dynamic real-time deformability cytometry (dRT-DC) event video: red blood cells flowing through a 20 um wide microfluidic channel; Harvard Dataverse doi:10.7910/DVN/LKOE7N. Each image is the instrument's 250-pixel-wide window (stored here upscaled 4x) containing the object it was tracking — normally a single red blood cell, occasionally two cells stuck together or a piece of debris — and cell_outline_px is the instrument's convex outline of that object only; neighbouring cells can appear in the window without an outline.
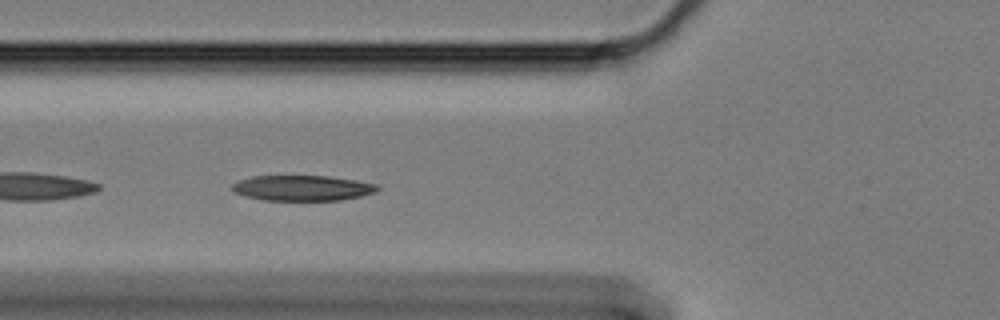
{"species": "Egyptian fruit bat (a non-hibernating species)", "species_latin": "Rousettus aegyptiacus", "temperature_condition": "cold", "stored_images_in_passage": 43, "camera_frame_rate_fps": 3000, "um_per_image_px": 0.085, "animal": {"sex": "female"}, "frame": {"image": 1, "passage_image": 5, "time_ms": 1.333, "image_size_px": [1000, 320], "cell_outline_px": [[380, 188], [376, 192], [360, 196], [340, 200], [264, 200], [244, 196], [232, 192], [232, 184], [240, 180], [252, 176], [328, 176], [356, 180], [380, 184]], "centroid_in_image_um": [25.72, 15.98], "position_along_channel_um": 100.1, "area_um2": 21.62}}
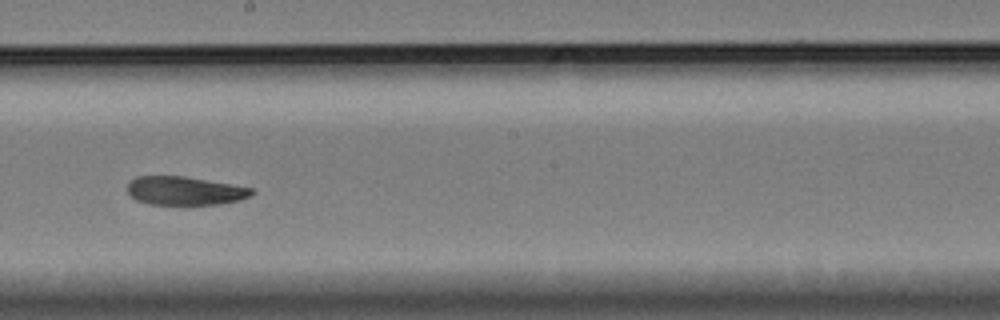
{"frame": {"image": 2, "passage_image": 17, "time_ms": 5.333, "image_size_px": [1000, 320], "cell_outline_px": [[256, 192], [240, 200], [220, 204], [148, 204], [136, 200], [128, 192], [128, 184], [136, 176], [184, 176], [252, 188]], "centroid_in_image_um": [15.7, 16.21], "position_along_channel_um": 232.5, "area_um2": 20.46}}
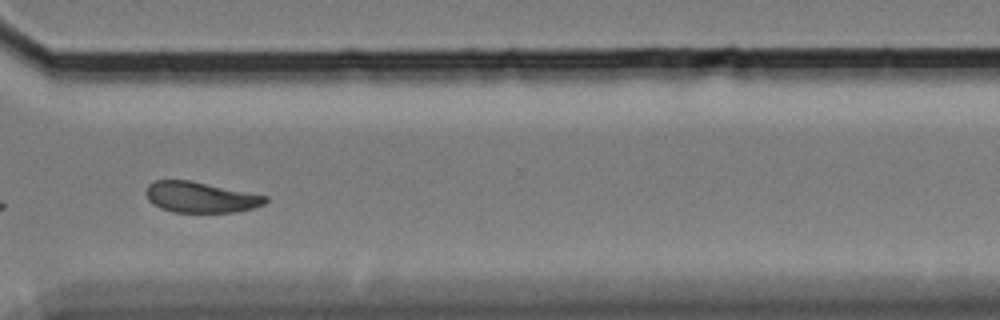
{"frame": {"image": 3, "passage_image": 28, "time_ms": 9.0, "image_size_px": [1000, 320], "cell_outline_px": [[268, 200], [264, 204], [252, 208], [236, 212], [172, 212], [160, 208], [152, 204], [148, 200], [144, 192], [148, 184], [156, 180], [188, 180], [268, 196]], "centroid_in_image_um": [17.0, 16.77], "position_along_channel_um": 353.6, "area_um2": 21.39}}